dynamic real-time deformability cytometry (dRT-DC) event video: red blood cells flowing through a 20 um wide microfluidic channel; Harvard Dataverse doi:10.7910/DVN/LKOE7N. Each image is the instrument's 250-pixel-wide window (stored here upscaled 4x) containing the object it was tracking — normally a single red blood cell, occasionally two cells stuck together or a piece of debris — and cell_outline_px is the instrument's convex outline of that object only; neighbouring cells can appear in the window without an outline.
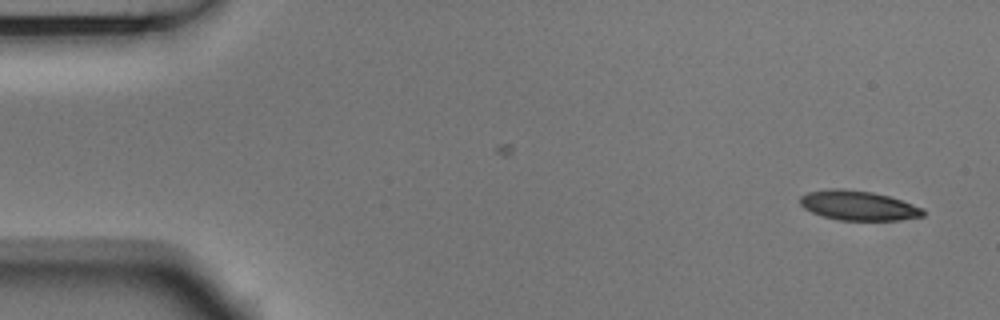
{"species": "Egyptian fruit bat (a non-hibernating species)", "species_latin": "Rousettus aegyptiacus", "temperature_condition": "room temperature", "stored_images_in_passage": 3, "camera_frame_rate_fps": 3000, "um_per_image_px": 0.085, "animal": {"sex": "male"}, "frame": {"image": 1, "passage_image": 3, "time_ms": 0.667, "image_size_px": [1000, 320], "cell_outline_px": [[924, 216], [900, 220], [840, 220], [824, 216], [812, 212], [804, 208], [800, 204], [800, 196], [808, 192], [828, 188], [844, 188], [872, 192], [888, 196], [924, 208]], "centroid_in_image_um": [72.94, 17.46], "position_along_channel_um": 12.1, "area_um2": 21.21}}